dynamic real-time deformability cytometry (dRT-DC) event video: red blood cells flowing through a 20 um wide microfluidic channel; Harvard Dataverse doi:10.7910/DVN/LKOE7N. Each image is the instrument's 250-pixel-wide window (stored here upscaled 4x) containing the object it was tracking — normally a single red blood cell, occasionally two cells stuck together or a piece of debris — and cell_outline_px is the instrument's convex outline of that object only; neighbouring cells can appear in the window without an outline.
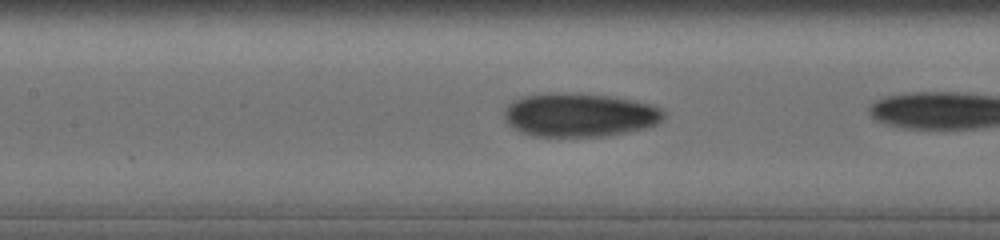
{"species": "human", "species_latin": "Homo sapiens", "temperature_condition": "cold", "stored_images_in_passage": 14, "camera_frame_rate_fps": 3000, "um_per_image_px": 0.085, "donor": {"sex": "male"}, "frame": {"image": 1, "passage_image": 12, "time_ms": 2.0, "image_size_px": [1000, 240], "cell_outline_px": [[664, 116], [656, 124], [644, 128], [604, 136], [528, 136], [512, 128], [504, 120], [504, 108], [512, 100], [520, 96], [544, 92], [568, 92], [608, 96], [632, 100], [648, 104], [660, 108], [664, 112]], "centroid_in_image_um": [49.14, 9.75], "position_along_channel_um": 158.3, "area_um2": 40.86}}